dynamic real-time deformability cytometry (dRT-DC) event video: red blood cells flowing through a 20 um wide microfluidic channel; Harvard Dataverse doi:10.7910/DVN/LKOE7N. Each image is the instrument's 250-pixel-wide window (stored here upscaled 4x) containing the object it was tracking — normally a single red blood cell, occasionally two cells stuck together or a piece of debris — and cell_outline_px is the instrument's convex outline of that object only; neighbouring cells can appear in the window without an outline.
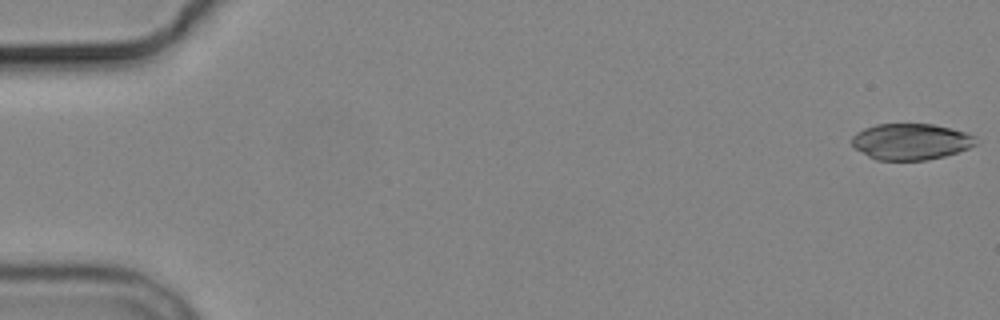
{"species": "common noctule bat (a hibernating species)", "species_latin": "Nyctalus noctula", "temperature_condition": "cold", "stored_images_in_passage": 8, "camera_frame_rate_fps": 3000, "um_per_image_px": 0.085, "animal": {"sex": "male", "body_mass_g": 19.2, "forearm_length_mm": 51.8}, "frame": {"image": 1, "passage_image": 1, "time_ms": 0.0, "image_size_px": [1000, 320], "cell_outline_px": [[976, 144], [968, 148], [944, 156], [928, 160], [876, 160], [868, 156], [856, 148], [852, 144], [852, 136], [856, 132], [864, 128], [876, 124], [932, 124], [952, 128], [976, 136]], "centroid_in_image_um": [77.41, 12.03], "position_along_channel_um": 7.6, "area_um2": 26.13}}